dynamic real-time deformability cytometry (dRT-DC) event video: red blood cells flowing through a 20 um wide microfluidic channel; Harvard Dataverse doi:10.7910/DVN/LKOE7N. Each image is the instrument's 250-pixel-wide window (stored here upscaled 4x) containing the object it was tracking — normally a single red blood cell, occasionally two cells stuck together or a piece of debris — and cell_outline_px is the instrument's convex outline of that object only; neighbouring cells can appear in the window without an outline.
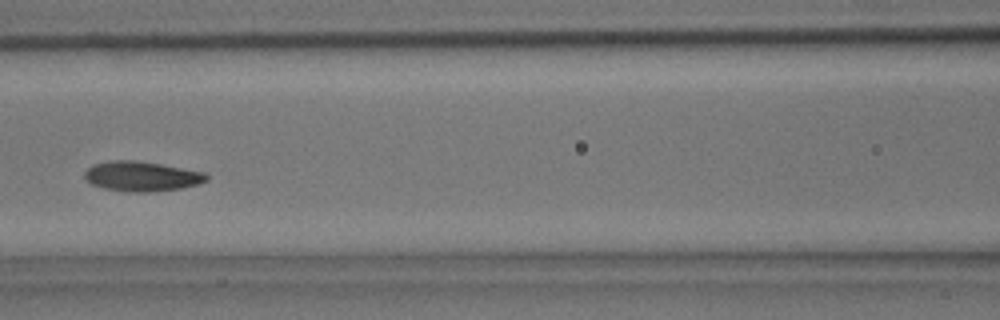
{"species": "common noctule bat (a hibernating species)", "species_latin": "Nyctalus noctula", "temperature_condition": "room temperature", "stored_images_in_passage": 6, "camera_frame_rate_fps": 3000, "um_per_image_px": 0.085, "animal": {"sex": "male", "body_mass_g": 15.6}, "frame": {"image": 1, "passage_image": 5, "time_ms": 1.333, "image_size_px": [1000, 320], "cell_outline_px": [[208, 180], [200, 184], [180, 188], [148, 192], [128, 192], [104, 188], [92, 184], [84, 176], [84, 172], [92, 164], [112, 160], [132, 160], [160, 164], [204, 172], [208, 176]], "centroid_in_image_um": [12.04, 14.98], "position_along_channel_um": 154.6, "area_um2": 21.1}}